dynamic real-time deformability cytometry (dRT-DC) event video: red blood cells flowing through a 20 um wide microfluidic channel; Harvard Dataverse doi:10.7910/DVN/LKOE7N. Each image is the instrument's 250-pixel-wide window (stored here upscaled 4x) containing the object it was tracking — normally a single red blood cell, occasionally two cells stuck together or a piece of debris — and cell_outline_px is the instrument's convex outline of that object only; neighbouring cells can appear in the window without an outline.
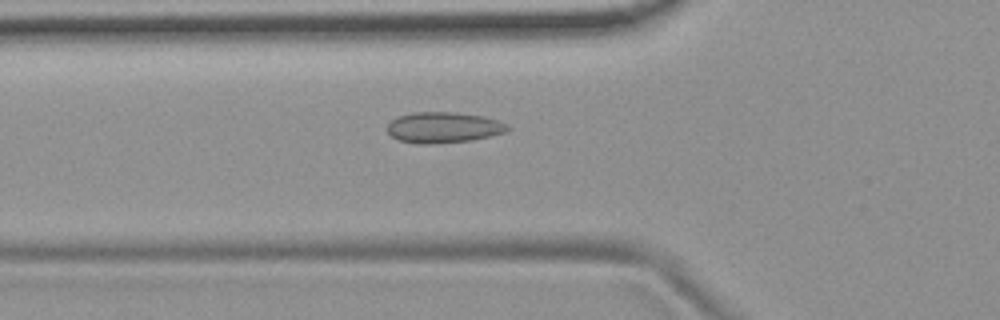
{"species": "common noctule bat (a hibernating species)", "species_latin": "Nyctalus noctula", "temperature_condition": "room temperature", "stored_images_in_passage": 54, "camera_frame_rate_fps": 3000, "um_per_image_px": 0.085, "animal": {"sex": "female", "body_mass_g": 19.9}, "frame": {"image": 1, "passage_image": 19, "time_ms": 6.0, "image_size_px": [1000, 320], "cell_outline_px": [[512, 128], [504, 132], [472, 140], [432, 144], [416, 144], [400, 140], [392, 136], [388, 132], [388, 124], [392, 120], [400, 116], [412, 112], [456, 112], [484, 116], [500, 120], [508, 124]], "centroid_in_image_um": [37.73, 10.83], "position_along_channel_um": 88.1, "area_um2": 21.68}}
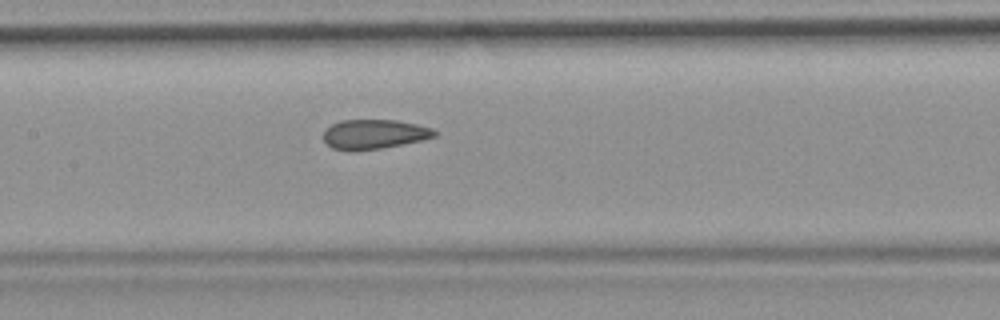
{"frame": {"image": 2, "passage_image": 26, "time_ms": 8.333, "image_size_px": [1000, 320], "cell_outline_px": [[440, 132], [436, 136], [420, 140], [380, 148], [332, 148], [324, 140], [324, 132], [332, 124], [340, 120], [396, 120], [416, 124], [432, 128]], "centroid_in_image_um": [31.87, 11.36], "position_along_channel_um": 175.5, "area_um2": 18.38}}
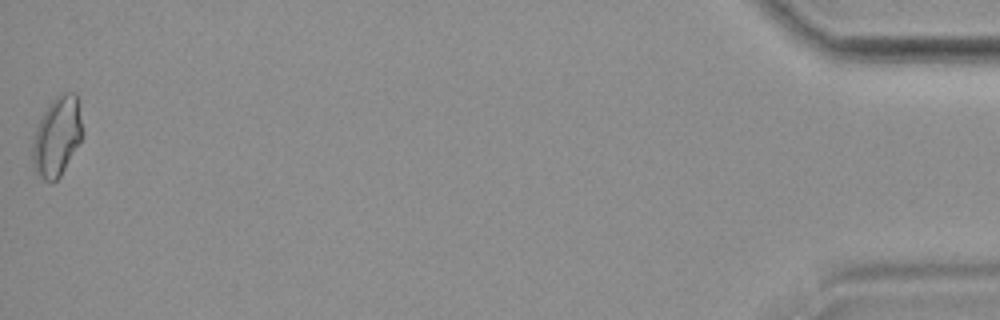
{"frame": {"image": 3, "passage_image": 54, "time_ms": 17.667, "image_size_px": [1000, 320], "cell_outline_px": [[84, 128], [80, 140], [60, 176], [52, 184], [36, 176], [32, 164], [32, 144], [36, 128], [40, 116], [48, 104], [60, 92], [76, 92]], "centroid_in_image_um": [4.83, 11.59], "position_along_channel_um": 430.4, "area_um2": 23.52}, "authors_computed_cell_mechanics": {"area_um2": 20.23, "velocity_mm_per_s": 3.739, "shape_relaxation_time_tau1_ms": null, "shape_relaxation_time_tau2_ms": 1.5021, "deformation_change_tau1": null, "deformation_change_tau2": 0.071}}